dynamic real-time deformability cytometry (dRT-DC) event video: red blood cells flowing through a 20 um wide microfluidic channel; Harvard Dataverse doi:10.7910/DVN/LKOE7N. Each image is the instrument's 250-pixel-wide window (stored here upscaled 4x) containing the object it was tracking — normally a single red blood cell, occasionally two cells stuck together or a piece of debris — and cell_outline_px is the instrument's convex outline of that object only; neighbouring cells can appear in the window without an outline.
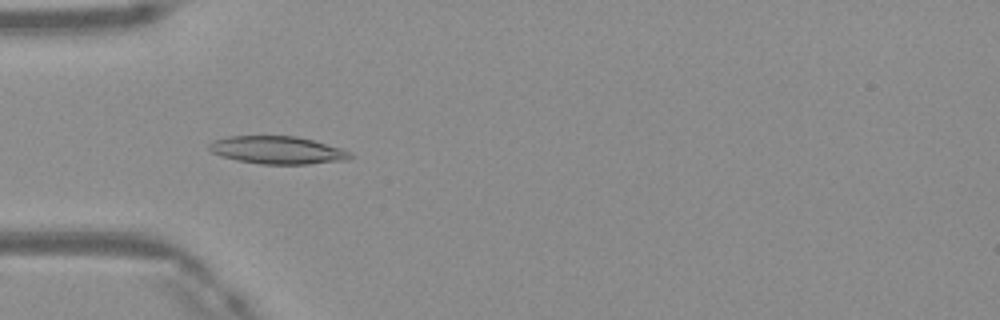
{"species": "Egyptian fruit bat (a non-hibernating species)", "species_latin": "Rousettus aegyptiacus", "temperature_condition": "warm", "stored_images_in_passage": 39, "camera_frame_rate_fps": 3000, "um_per_image_px": 0.085, "frame": {"image": 1, "passage_image": 6, "time_ms": 1.667, "image_size_px": [1000, 320], "cell_outline_px": [[352, 156], [348, 160], [308, 164], [260, 164], [236, 160], [220, 156], [212, 152], [208, 148], [208, 144], [212, 140], [228, 136], [296, 136], [312, 140], [340, 148], [352, 152]], "centroid_in_image_um": [23.55, 12.76], "position_along_channel_um": 61.4, "area_um2": 22.89}}
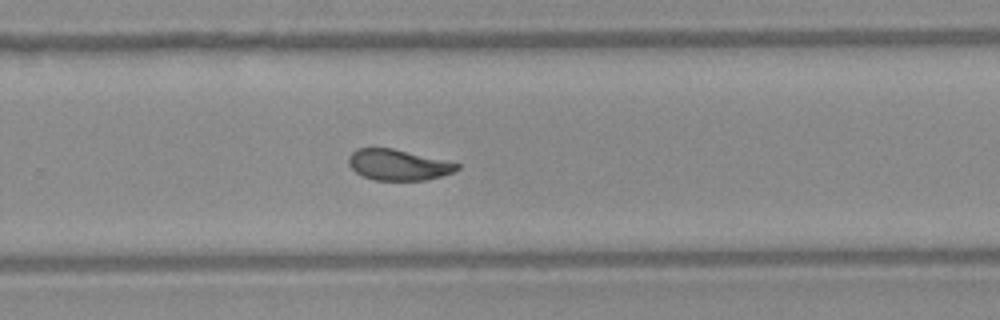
{"frame": {"image": 2, "passage_image": 23, "time_ms": 7.333, "image_size_px": [1000, 320], "cell_outline_px": [[460, 168], [452, 172], [440, 176], [424, 180], [372, 180], [356, 172], [348, 164], [348, 156], [356, 148], [392, 148], [460, 164]], "centroid_in_image_um": [33.8, 14.01], "position_along_channel_um": 296.0, "area_um2": 19.25}}
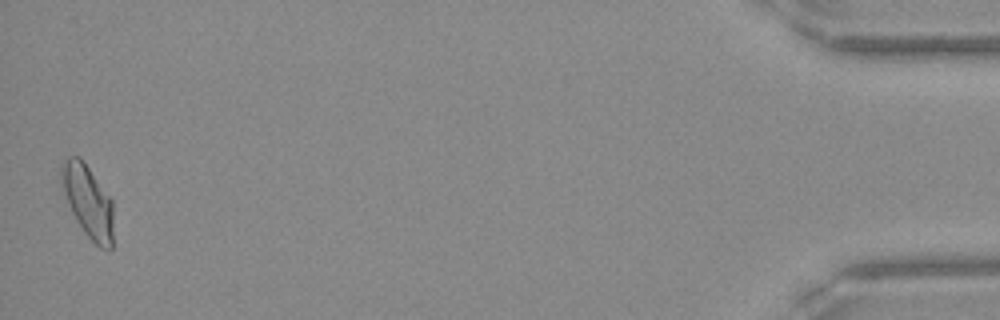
{"frame": {"image": 3, "passage_image": 39, "time_ms": 12.667, "image_size_px": [1000, 320], "cell_outline_px": [[112, 248], [100, 248], [84, 232], [76, 220], [72, 212], [60, 184], [60, 164], [68, 156], [80, 156], [112, 200]], "centroid_in_image_um": [7.44, 17.06], "position_along_channel_um": 427.8, "area_um2": 21.79}, "authors_computed_cell_mechanics": {"area_um2": 20.5768, "velocity_mm_per_s": 4.1637, "shape_relaxation_time_tau1_ms": 4.4873, "shape_relaxation_time_tau2_ms": 1.4717, "deformation_change_tau1": 0.1697, "deformation_change_tau2": 0.056}}